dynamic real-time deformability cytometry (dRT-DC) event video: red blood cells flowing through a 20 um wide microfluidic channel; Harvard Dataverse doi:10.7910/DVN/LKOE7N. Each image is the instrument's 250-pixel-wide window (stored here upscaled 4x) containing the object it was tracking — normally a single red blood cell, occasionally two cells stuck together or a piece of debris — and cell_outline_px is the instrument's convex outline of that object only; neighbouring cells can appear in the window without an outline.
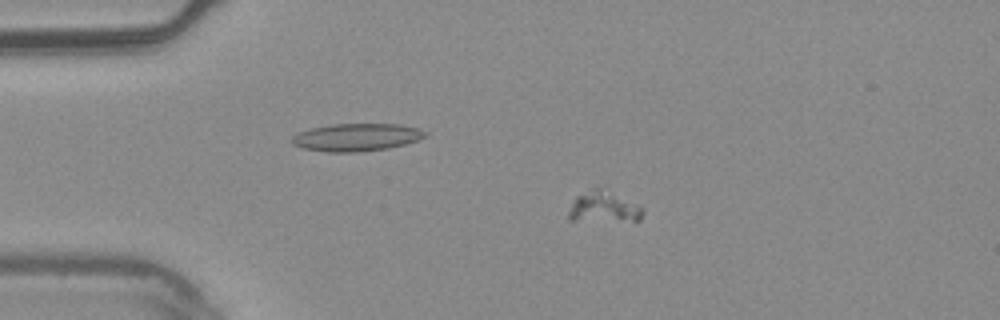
{"species": "common noctule bat (a hibernating species)", "species_latin": "Nyctalus noctula", "temperature_condition": "warm", "stored_images_in_passage": 8, "camera_frame_rate_fps": 3000, "um_per_image_px": 0.085, "animal": {"sex": "male", "body_mass_g": 20.4}, "frame": {"image": 1, "passage_image": 4, "time_ms": 1.0, "image_size_px": [1000, 320], "cell_outline_px": [[644, 212], [640, 220], [636, 224], [568, 220], [568, 212], [576, 196], [596, 188], [600, 188], [640, 204], [644, 208]], "centroid_in_image_um": [51.41, 17.7], "position_along_channel_um": 33.6, "area_um2": 14.16}}